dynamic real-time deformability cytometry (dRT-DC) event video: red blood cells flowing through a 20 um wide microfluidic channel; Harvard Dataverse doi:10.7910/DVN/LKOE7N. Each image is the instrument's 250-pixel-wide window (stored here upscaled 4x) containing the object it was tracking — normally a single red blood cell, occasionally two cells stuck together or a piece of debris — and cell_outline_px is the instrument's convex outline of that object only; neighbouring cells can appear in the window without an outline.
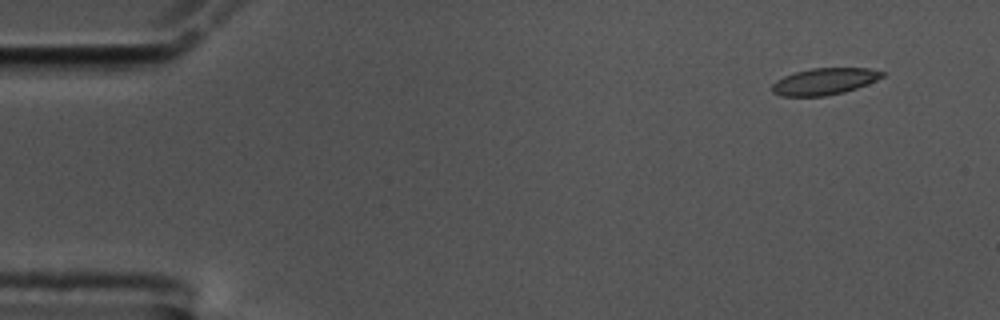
{"species": "common noctule bat (a hibernating species)", "species_latin": "Nyctalus noctula", "temperature_condition": "cold", "stored_images_in_passage": 53, "camera_frame_rate_fps": 3000, "um_per_image_px": 0.085, "animal": {"sex": "male", "body_mass_g": 17.5, "forearm_length_mm": 52.3}, "frame": {"image": 1, "passage_image": 1, "time_ms": 0.0, "image_size_px": [1000, 320], "cell_outline_px": [[888, 72], [884, 76], [876, 80], [856, 88], [844, 92], [824, 96], [780, 96], [772, 92], [772, 84], [776, 80], [784, 76], [796, 72], [812, 68], [868, 68]], "centroid_in_image_um": [70.08, 6.91], "position_along_channel_um": 14.9, "area_um2": 17.11}}
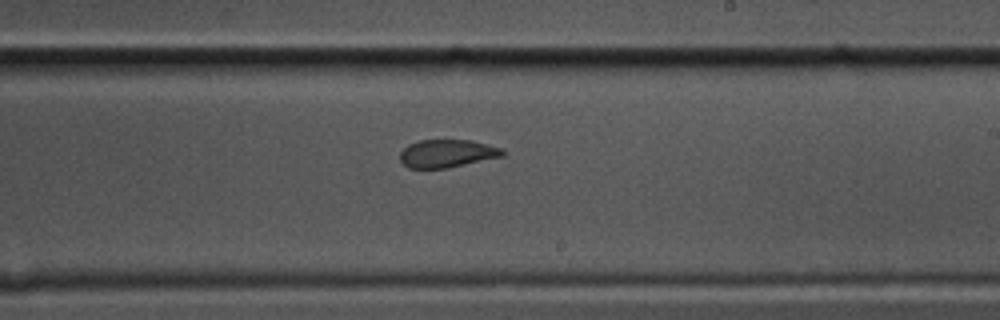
{"frame": {"image": 2, "passage_image": 30, "time_ms": 9.667, "image_size_px": [1000, 320], "cell_outline_px": [[504, 156], [448, 168], [408, 168], [400, 160], [400, 152], [408, 144], [420, 140], [472, 140], [500, 148], [504, 152]], "centroid_in_image_um": [37.98, 13.05], "position_along_channel_um": 251.0, "area_um2": 16.65}}
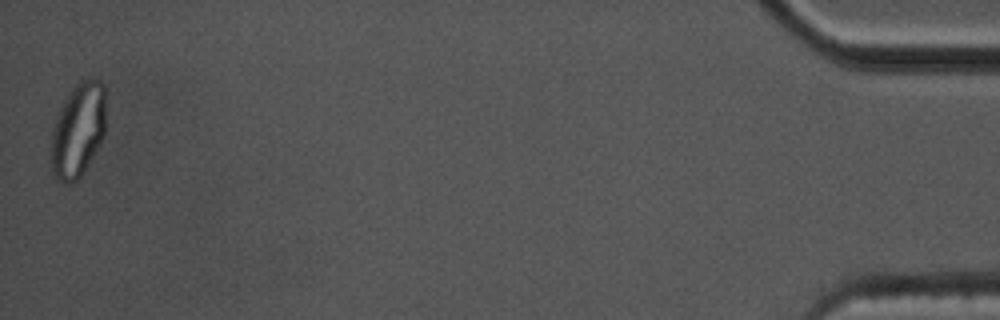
{"frame": {"image": 3, "passage_image": 53, "time_ms": 17.333, "image_size_px": [1000, 320], "cell_outline_px": [[104, 136], [100, 144], [80, 176], [72, 184], [64, 184], [52, 172], [52, 132], [56, 116], [64, 100], [72, 88], [80, 80], [100, 80], [104, 84]], "centroid_in_image_um": [6.63, 11.05], "position_along_channel_um": 428.6, "area_um2": 29.59}, "authors_computed_cell_mechanics": {"area_um2": 17.9758, "velocity_mm_per_s": 3.5337, "shape_relaxation_time_tau1_ms": null, "shape_relaxation_time_tau2_ms": 0.9543, "deformation_change_tau1": null, "deformation_change_tau2": 0.0699}}